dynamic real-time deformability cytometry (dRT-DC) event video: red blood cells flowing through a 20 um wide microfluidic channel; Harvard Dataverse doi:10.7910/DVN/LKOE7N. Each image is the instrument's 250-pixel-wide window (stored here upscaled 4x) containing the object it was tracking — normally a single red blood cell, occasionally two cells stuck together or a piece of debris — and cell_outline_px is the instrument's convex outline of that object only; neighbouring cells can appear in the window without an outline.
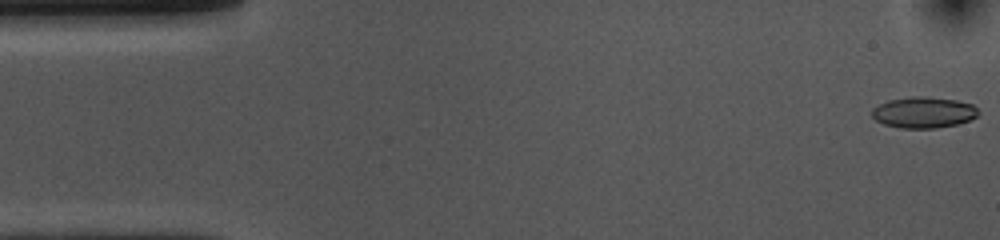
{"species": "common noctule bat (a hibernating species)", "species_latin": "Nyctalus noctula", "temperature_condition": "cold", "stored_images_in_passage": 11, "camera_frame_rate_fps": 3000, "um_per_image_px": 0.085, "animal": {"sex": "female", "body_mass_g": 10.0, "forearm_length_mm": 53.1}, "frame": {"image": 1, "passage_image": 1, "time_ms": 0.0, "image_size_px": [1000, 240], "cell_outline_px": [[980, 112], [976, 116], [968, 120], [956, 124], [936, 128], [900, 128], [884, 124], [876, 120], [872, 116], [872, 108], [888, 100], [912, 96], [924, 96], [956, 100], [972, 104]], "centroid_in_image_um": [78.49, 9.55], "position_along_channel_um": 6.5, "area_um2": 19.19}}